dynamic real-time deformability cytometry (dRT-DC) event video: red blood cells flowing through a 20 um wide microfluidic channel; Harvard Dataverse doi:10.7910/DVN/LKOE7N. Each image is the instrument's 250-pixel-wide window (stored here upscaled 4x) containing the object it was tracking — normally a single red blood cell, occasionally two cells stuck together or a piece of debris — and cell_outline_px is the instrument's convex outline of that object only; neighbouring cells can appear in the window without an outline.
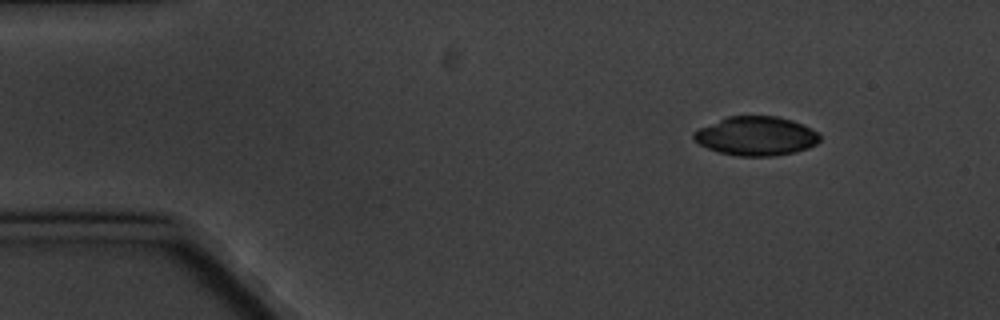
{"species": "common noctule bat (a hibernating species)", "species_latin": "Nyctalus noctula", "temperature_condition": "cold", "stored_images_in_passage": 3, "camera_frame_rate_fps": 3000, "um_per_image_px": 0.085, "animal": {"sex": "male", "body_mass_g": 20.1, "forearm_length_mm": 53.5}, "frame": {"image": 1, "passage_image": 1, "time_ms": 0.0, "image_size_px": [1000, 320], "cell_outline_px": [[820, 140], [816, 144], [808, 148], [796, 152], [772, 156], [736, 156], [720, 152], [708, 148], [700, 144], [692, 136], [692, 132], [700, 128], [728, 116], [776, 116], [792, 120], [820, 132]], "centroid_in_image_um": [64.3, 11.56], "position_along_channel_um": 20.7, "area_um2": 28.61}}